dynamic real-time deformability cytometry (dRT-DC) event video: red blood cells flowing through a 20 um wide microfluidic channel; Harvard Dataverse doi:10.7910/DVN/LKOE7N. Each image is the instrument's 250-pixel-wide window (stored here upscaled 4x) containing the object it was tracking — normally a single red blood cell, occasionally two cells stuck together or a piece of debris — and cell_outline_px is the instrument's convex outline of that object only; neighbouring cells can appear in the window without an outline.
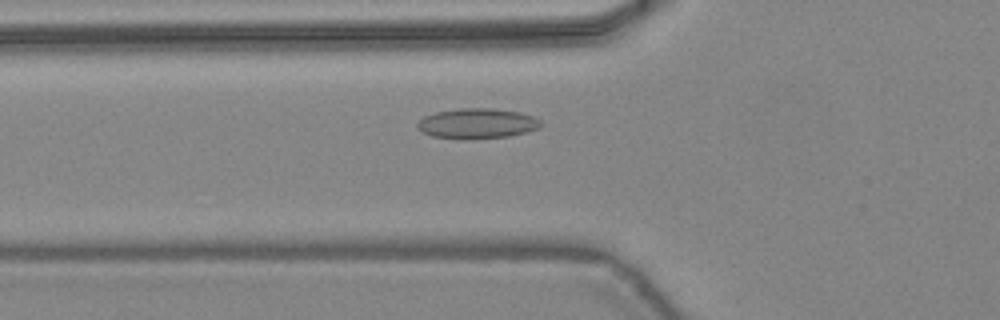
{"species": "common noctule bat (a hibernating species)", "species_latin": "Nyctalus noctula", "temperature_condition": "warm", "stored_images_in_passage": 45, "segment_of_instrument_passage": [1, 2], "camera_frame_rate_fps": 3000, "um_per_image_px": 0.085, "animal": {"sex": "female", "body_mass_g": 24.6, "forearm_length_mm": 56.2}, "frame": {"image": 1, "passage_image": 14, "time_ms": 4.333, "image_size_px": [1000, 320], "cell_outline_px": [[544, 124], [540, 128], [508, 136], [468, 140], [464, 140], [432, 136], [416, 128], [416, 124], [424, 116], [436, 112], [460, 108], [492, 108], [520, 112], [532, 116], [540, 120]], "centroid_in_image_um": [40.55, 10.5], "position_along_channel_um": 85.2, "area_um2": 21.91}}
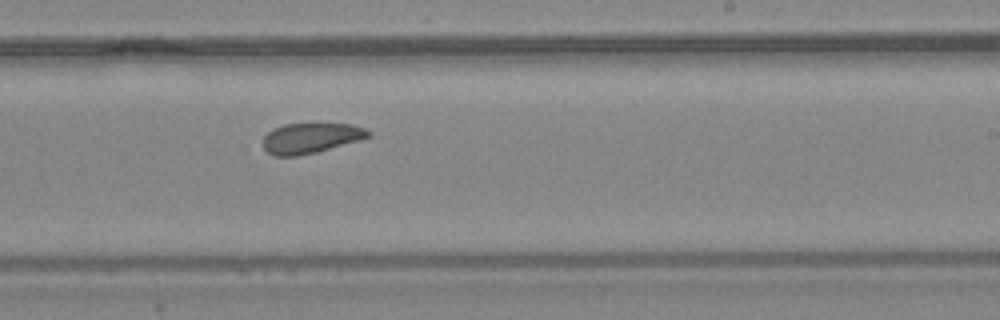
{"frame": {"image": 2, "passage_image": 26, "time_ms": 8.333, "image_size_px": [1000, 320], "cell_outline_px": [[372, 136], [360, 140], [316, 152], [296, 156], [272, 156], [264, 148], [264, 136], [272, 128], [284, 124], [352, 124], [364, 128], [372, 132]], "centroid_in_image_um": [26.42, 11.73], "position_along_channel_um": 262.6, "area_um2": 18.55}}
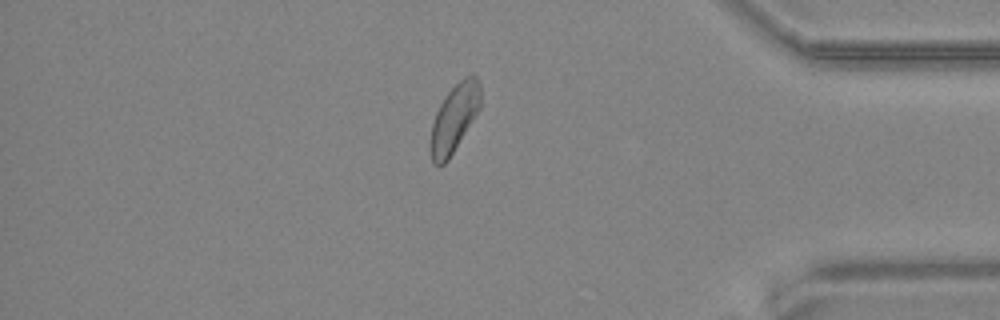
{"frame": {"image": 3, "passage_image": 37, "time_ms": 12.0, "image_size_px": [1000, 320], "cell_outline_px": [[480, 108], [448, 160], [440, 168], [432, 164], [428, 148], [428, 144], [432, 124], [436, 112], [440, 104], [448, 92], [464, 76], [472, 72], [476, 76], [480, 84]], "centroid_in_image_um": [38.57, 10.09], "position_along_channel_um": 396.6, "area_um2": 20.06}}